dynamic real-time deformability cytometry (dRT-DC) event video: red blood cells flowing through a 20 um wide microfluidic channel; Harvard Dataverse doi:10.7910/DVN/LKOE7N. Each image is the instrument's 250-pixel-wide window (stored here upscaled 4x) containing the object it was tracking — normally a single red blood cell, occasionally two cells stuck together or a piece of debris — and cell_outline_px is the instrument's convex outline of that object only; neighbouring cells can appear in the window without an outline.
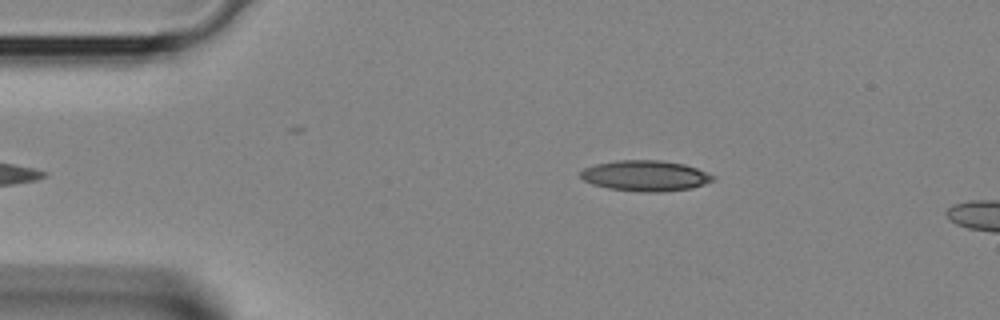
{"species": "Egyptian fruit bat (a non-hibernating species)", "species_latin": "Rousettus aegyptiacus", "temperature_condition": "room temperature", "stored_images_in_passage": 4, "camera_frame_rate_fps": 3000, "um_per_image_px": 0.085, "animal": {"sex": "female"}, "frame": {"image": 1, "passage_image": 1, "time_ms": 0.0, "image_size_px": [1000, 320], "cell_outline_px": [[716, 176], [712, 180], [704, 184], [692, 188], [660, 192], [640, 192], [608, 188], [592, 184], [584, 180], [580, 176], [580, 172], [584, 168], [596, 164], [616, 160], [660, 160], [684, 164], [696, 168]], "centroid_in_image_um": [54.84, 14.94], "position_along_channel_um": 30.2, "area_um2": 23.64}}